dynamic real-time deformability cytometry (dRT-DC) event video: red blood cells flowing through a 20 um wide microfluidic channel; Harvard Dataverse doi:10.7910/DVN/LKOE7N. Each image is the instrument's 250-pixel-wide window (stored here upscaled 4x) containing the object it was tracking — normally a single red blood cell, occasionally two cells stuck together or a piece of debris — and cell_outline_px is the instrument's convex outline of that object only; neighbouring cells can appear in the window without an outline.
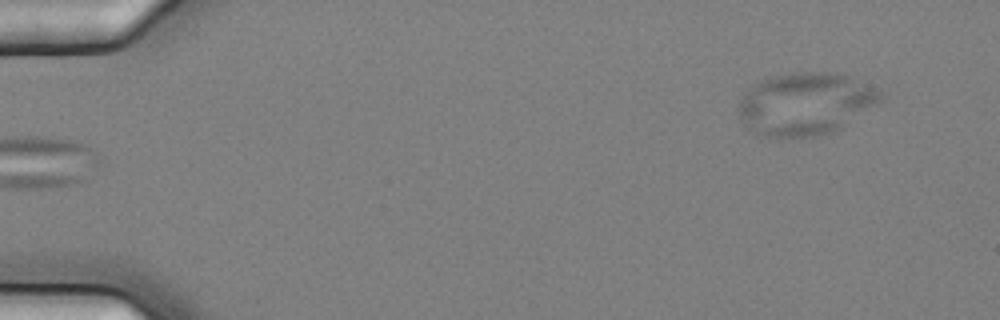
{"species": "common noctule bat (a hibernating species)", "species_latin": "Nyctalus noctula", "temperature_condition": "cold", "stored_images_in_passage": 3, "camera_frame_rate_fps": 3000, "um_per_image_px": 0.085, "animal": {"sex": "female", "body_mass_g": 25.1}, "frame": {"image": 1, "passage_image": 3, "time_ms": 0.667, "image_size_px": [1000, 320], "cell_outline_px": [[884, 92], [880, 100], [840, 128], [832, 132], [816, 136], [768, 136], [744, 128], [740, 116], [740, 100], [748, 88], [760, 80], [768, 76], [792, 72], [836, 72], [848, 76]], "centroid_in_image_um": [68.41, 8.79], "position_along_channel_um": 16.6, "area_um2": 51.1}}